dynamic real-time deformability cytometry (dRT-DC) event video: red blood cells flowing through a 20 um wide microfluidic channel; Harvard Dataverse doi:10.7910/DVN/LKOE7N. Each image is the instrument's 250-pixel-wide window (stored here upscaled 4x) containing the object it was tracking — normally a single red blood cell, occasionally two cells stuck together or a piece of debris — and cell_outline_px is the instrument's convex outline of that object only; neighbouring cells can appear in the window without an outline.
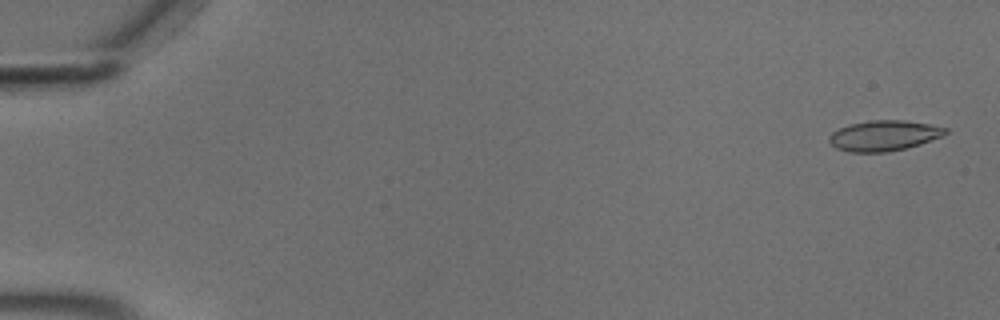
{"species": "common noctule bat (a hibernating species)", "species_latin": "Nyctalus noctula", "temperature_condition": "cold", "stored_images_in_passage": 55, "camera_frame_rate_fps": 3000, "um_per_image_px": 0.085, "animal": {"sex": "male", "body_mass_g": 18.8}, "frame": {"image": 1, "passage_image": 2, "time_ms": 0.333, "image_size_px": [1000, 320], "cell_outline_px": [[948, 132], [944, 136], [920, 144], [888, 152], [848, 152], [836, 148], [828, 140], [828, 136], [832, 132], [848, 124], [872, 120], [904, 120], [928, 124], [948, 128]], "centroid_in_image_um": [75.13, 11.53], "position_along_channel_um": 9.9, "area_um2": 20.69}}
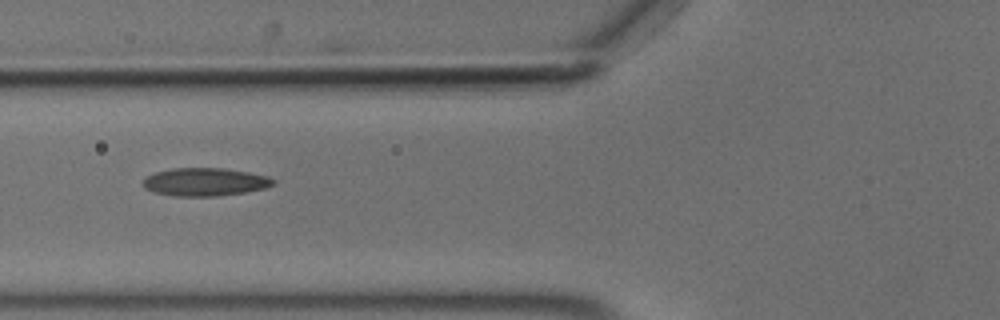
{"frame": {"image": 2, "passage_image": 22, "time_ms": 7.0, "image_size_px": [1000, 320], "cell_outline_px": [[276, 184], [264, 188], [244, 192], [216, 196], [176, 196], [152, 192], [144, 188], [144, 180], [148, 176], [156, 172], [172, 168], [224, 168], [248, 172], [268, 176], [276, 180]], "centroid_in_image_um": [17.44, 15.46], "position_along_channel_um": 108.4, "area_um2": 21.21}}
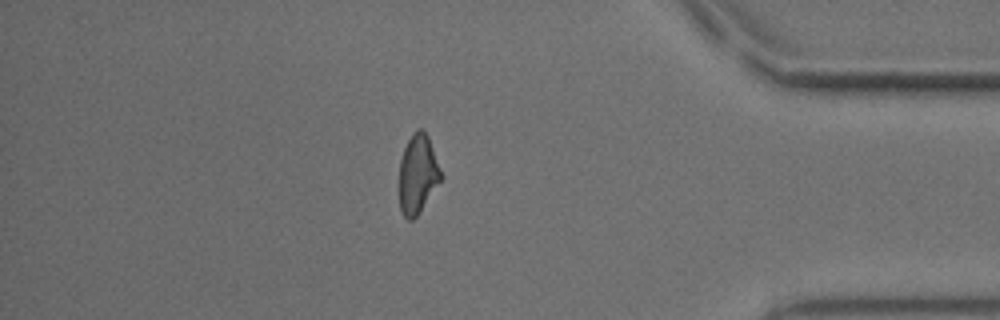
{"frame": {"image": 3, "passage_image": 48, "time_ms": 15.667, "image_size_px": [1000, 320], "cell_outline_px": [[440, 180], [420, 212], [412, 220], [408, 220], [400, 212], [400, 160], [404, 148], [412, 132], [416, 128], [424, 128], [428, 136], [440, 172]], "centroid_in_image_um": [35.47, 14.78], "position_along_channel_um": 399.7, "area_um2": 18.79}, "authors_computed_cell_mechanics": {"area_um2": 20.4034, "velocity_mm_per_s": 3.6872, "shape_relaxation_time_tau1_ms": null, "shape_relaxation_time_tau2_ms": 3.8321, "deformation_change_tau1": null, "deformation_change_tau2": 0.11}}